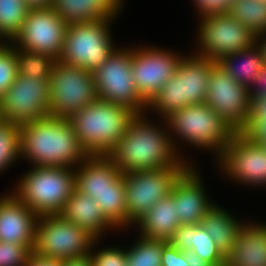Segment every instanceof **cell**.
Returning a JSON list of instances; mask_svg holds the SVG:
<instances>
[{"mask_svg":"<svg viewBox=\"0 0 266 266\" xmlns=\"http://www.w3.org/2000/svg\"><path fill=\"white\" fill-rule=\"evenodd\" d=\"M143 117V114H136L125 134L108 155L117 168L124 174L173 166H190V162L187 164L185 159L176 156L177 145L172 141L173 137L168 135L169 132L153 123L150 124Z\"/></svg>","mask_w":266,"mask_h":266,"instance_id":"cell-1","label":"cell"},{"mask_svg":"<svg viewBox=\"0 0 266 266\" xmlns=\"http://www.w3.org/2000/svg\"><path fill=\"white\" fill-rule=\"evenodd\" d=\"M20 156L33 166L76 168L89 156L68 119L46 116L19 126Z\"/></svg>","mask_w":266,"mask_h":266,"instance_id":"cell-2","label":"cell"},{"mask_svg":"<svg viewBox=\"0 0 266 266\" xmlns=\"http://www.w3.org/2000/svg\"><path fill=\"white\" fill-rule=\"evenodd\" d=\"M135 116L127 106L98 99L68 120L84 150L94 156L109 155Z\"/></svg>","mask_w":266,"mask_h":266,"instance_id":"cell-3","label":"cell"},{"mask_svg":"<svg viewBox=\"0 0 266 266\" xmlns=\"http://www.w3.org/2000/svg\"><path fill=\"white\" fill-rule=\"evenodd\" d=\"M22 177L12 194L39 217L59 215L75 189L71 167L34 166Z\"/></svg>","mask_w":266,"mask_h":266,"instance_id":"cell-4","label":"cell"},{"mask_svg":"<svg viewBox=\"0 0 266 266\" xmlns=\"http://www.w3.org/2000/svg\"><path fill=\"white\" fill-rule=\"evenodd\" d=\"M216 62L199 55L183 56L175 73L147 104L162 115L187 105L205 103L212 66Z\"/></svg>","mask_w":266,"mask_h":266,"instance_id":"cell-5","label":"cell"},{"mask_svg":"<svg viewBox=\"0 0 266 266\" xmlns=\"http://www.w3.org/2000/svg\"><path fill=\"white\" fill-rule=\"evenodd\" d=\"M163 121L172 129L169 135L176 134L193 146L217 151V157L236 133L206 103L187 105L171 112Z\"/></svg>","mask_w":266,"mask_h":266,"instance_id":"cell-6","label":"cell"},{"mask_svg":"<svg viewBox=\"0 0 266 266\" xmlns=\"http://www.w3.org/2000/svg\"><path fill=\"white\" fill-rule=\"evenodd\" d=\"M110 20L68 24L61 62L93 72L116 49L110 36Z\"/></svg>","mask_w":266,"mask_h":266,"instance_id":"cell-7","label":"cell"},{"mask_svg":"<svg viewBox=\"0 0 266 266\" xmlns=\"http://www.w3.org/2000/svg\"><path fill=\"white\" fill-rule=\"evenodd\" d=\"M50 115L68 119L98 100L92 72L55 60L49 79Z\"/></svg>","mask_w":266,"mask_h":266,"instance_id":"cell-8","label":"cell"},{"mask_svg":"<svg viewBox=\"0 0 266 266\" xmlns=\"http://www.w3.org/2000/svg\"><path fill=\"white\" fill-rule=\"evenodd\" d=\"M95 242L97 239L88 231L60 214L44 215L37 222L33 253L64 261L89 255Z\"/></svg>","mask_w":266,"mask_h":266,"instance_id":"cell-9","label":"cell"},{"mask_svg":"<svg viewBox=\"0 0 266 266\" xmlns=\"http://www.w3.org/2000/svg\"><path fill=\"white\" fill-rule=\"evenodd\" d=\"M99 100L127 106L136 114L147 109L132 77V48H116L108 59L92 72Z\"/></svg>","mask_w":266,"mask_h":266,"instance_id":"cell-10","label":"cell"},{"mask_svg":"<svg viewBox=\"0 0 266 266\" xmlns=\"http://www.w3.org/2000/svg\"><path fill=\"white\" fill-rule=\"evenodd\" d=\"M189 166H173L124 173L127 225L137 223L159 200L169 196Z\"/></svg>","mask_w":266,"mask_h":266,"instance_id":"cell-11","label":"cell"},{"mask_svg":"<svg viewBox=\"0 0 266 266\" xmlns=\"http://www.w3.org/2000/svg\"><path fill=\"white\" fill-rule=\"evenodd\" d=\"M200 20L198 40L201 47L196 54L200 57L217 62L225 55L249 49L255 44L256 35L227 12L204 15Z\"/></svg>","mask_w":266,"mask_h":266,"instance_id":"cell-12","label":"cell"},{"mask_svg":"<svg viewBox=\"0 0 266 266\" xmlns=\"http://www.w3.org/2000/svg\"><path fill=\"white\" fill-rule=\"evenodd\" d=\"M49 94V79L18 74L0 99L1 120L20 126L49 116Z\"/></svg>","mask_w":266,"mask_h":266,"instance_id":"cell-13","label":"cell"},{"mask_svg":"<svg viewBox=\"0 0 266 266\" xmlns=\"http://www.w3.org/2000/svg\"><path fill=\"white\" fill-rule=\"evenodd\" d=\"M250 101L249 89L215 63L211 68L205 103L236 133L242 132L249 121Z\"/></svg>","mask_w":266,"mask_h":266,"instance_id":"cell-14","label":"cell"},{"mask_svg":"<svg viewBox=\"0 0 266 266\" xmlns=\"http://www.w3.org/2000/svg\"><path fill=\"white\" fill-rule=\"evenodd\" d=\"M68 24L53 8L30 10L21 31L12 40L18 48L51 55L58 60Z\"/></svg>","mask_w":266,"mask_h":266,"instance_id":"cell-15","label":"cell"},{"mask_svg":"<svg viewBox=\"0 0 266 266\" xmlns=\"http://www.w3.org/2000/svg\"><path fill=\"white\" fill-rule=\"evenodd\" d=\"M220 158V159H219ZM223 172L237 182L255 186L266 184V147L235 133L218 157Z\"/></svg>","mask_w":266,"mask_h":266,"instance_id":"cell-16","label":"cell"},{"mask_svg":"<svg viewBox=\"0 0 266 266\" xmlns=\"http://www.w3.org/2000/svg\"><path fill=\"white\" fill-rule=\"evenodd\" d=\"M138 48H132V77L137 92L148 104L175 73L183 56L160 48Z\"/></svg>","mask_w":266,"mask_h":266,"instance_id":"cell-17","label":"cell"},{"mask_svg":"<svg viewBox=\"0 0 266 266\" xmlns=\"http://www.w3.org/2000/svg\"><path fill=\"white\" fill-rule=\"evenodd\" d=\"M39 216L13 194L0 197V241L28 246L36 241Z\"/></svg>","mask_w":266,"mask_h":266,"instance_id":"cell-18","label":"cell"},{"mask_svg":"<svg viewBox=\"0 0 266 266\" xmlns=\"http://www.w3.org/2000/svg\"><path fill=\"white\" fill-rule=\"evenodd\" d=\"M190 165L176 180L171 196L177 205L181 225L200 224L202 217L215 205L209 202L200 175Z\"/></svg>","mask_w":266,"mask_h":266,"instance_id":"cell-19","label":"cell"},{"mask_svg":"<svg viewBox=\"0 0 266 266\" xmlns=\"http://www.w3.org/2000/svg\"><path fill=\"white\" fill-rule=\"evenodd\" d=\"M225 266H266V225L243 224Z\"/></svg>","mask_w":266,"mask_h":266,"instance_id":"cell-20","label":"cell"},{"mask_svg":"<svg viewBox=\"0 0 266 266\" xmlns=\"http://www.w3.org/2000/svg\"><path fill=\"white\" fill-rule=\"evenodd\" d=\"M60 215L69 222L85 229L98 241L105 230L115 226L105 217L99 204L92 197L73 190Z\"/></svg>","mask_w":266,"mask_h":266,"instance_id":"cell-21","label":"cell"},{"mask_svg":"<svg viewBox=\"0 0 266 266\" xmlns=\"http://www.w3.org/2000/svg\"><path fill=\"white\" fill-rule=\"evenodd\" d=\"M124 0H53V11L67 24L114 18Z\"/></svg>","mask_w":266,"mask_h":266,"instance_id":"cell-22","label":"cell"},{"mask_svg":"<svg viewBox=\"0 0 266 266\" xmlns=\"http://www.w3.org/2000/svg\"><path fill=\"white\" fill-rule=\"evenodd\" d=\"M80 166L75 170L74 185L81 194L107 190L122 174L108 155L88 156Z\"/></svg>","mask_w":266,"mask_h":266,"instance_id":"cell-23","label":"cell"},{"mask_svg":"<svg viewBox=\"0 0 266 266\" xmlns=\"http://www.w3.org/2000/svg\"><path fill=\"white\" fill-rule=\"evenodd\" d=\"M136 224L142 237L168 241L181 225L173 197L159 200Z\"/></svg>","mask_w":266,"mask_h":266,"instance_id":"cell-24","label":"cell"},{"mask_svg":"<svg viewBox=\"0 0 266 266\" xmlns=\"http://www.w3.org/2000/svg\"><path fill=\"white\" fill-rule=\"evenodd\" d=\"M168 242L181 251L193 250L212 266H225V256L201 224L180 225Z\"/></svg>","mask_w":266,"mask_h":266,"instance_id":"cell-25","label":"cell"},{"mask_svg":"<svg viewBox=\"0 0 266 266\" xmlns=\"http://www.w3.org/2000/svg\"><path fill=\"white\" fill-rule=\"evenodd\" d=\"M200 224L225 257L236 244L240 228L243 225L217 205H214L202 217Z\"/></svg>","mask_w":266,"mask_h":266,"instance_id":"cell-26","label":"cell"},{"mask_svg":"<svg viewBox=\"0 0 266 266\" xmlns=\"http://www.w3.org/2000/svg\"><path fill=\"white\" fill-rule=\"evenodd\" d=\"M240 59H242L241 61L243 63L239 62L240 64L237 65L236 63L240 61ZM216 63L236 82L248 89L254 85L255 79L259 76V73L265 66L261 51L256 44H253L249 49L225 55Z\"/></svg>","mask_w":266,"mask_h":266,"instance_id":"cell-27","label":"cell"},{"mask_svg":"<svg viewBox=\"0 0 266 266\" xmlns=\"http://www.w3.org/2000/svg\"><path fill=\"white\" fill-rule=\"evenodd\" d=\"M99 204L105 217L115 228L127 227L126 188L122 173L112 187L102 192H87Z\"/></svg>","mask_w":266,"mask_h":266,"instance_id":"cell-28","label":"cell"},{"mask_svg":"<svg viewBox=\"0 0 266 266\" xmlns=\"http://www.w3.org/2000/svg\"><path fill=\"white\" fill-rule=\"evenodd\" d=\"M227 13L256 36L266 33L265 0H233Z\"/></svg>","mask_w":266,"mask_h":266,"instance_id":"cell-29","label":"cell"},{"mask_svg":"<svg viewBox=\"0 0 266 266\" xmlns=\"http://www.w3.org/2000/svg\"><path fill=\"white\" fill-rule=\"evenodd\" d=\"M29 11L25 0H0V37L12 42Z\"/></svg>","mask_w":266,"mask_h":266,"instance_id":"cell-30","label":"cell"},{"mask_svg":"<svg viewBox=\"0 0 266 266\" xmlns=\"http://www.w3.org/2000/svg\"><path fill=\"white\" fill-rule=\"evenodd\" d=\"M18 74L50 79L55 60L51 55L26 51L16 47Z\"/></svg>","mask_w":266,"mask_h":266,"instance_id":"cell-31","label":"cell"},{"mask_svg":"<svg viewBox=\"0 0 266 266\" xmlns=\"http://www.w3.org/2000/svg\"><path fill=\"white\" fill-rule=\"evenodd\" d=\"M139 239L131 249H126L127 266H162L163 246L168 241L142 236Z\"/></svg>","mask_w":266,"mask_h":266,"instance_id":"cell-32","label":"cell"},{"mask_svg":"<svg viewBox=\"0 0 266 266\" xmlns=\"http://www.w3.org/2000/svg\"><path fill=\"white\" fill-rule=\"evenodd\" d=\"M20 157L19 125L0 121V172ZM12 163V164H11Z\"/></svg>","mask_w":266,"mask_h":266,"instance_id":"cell-33","label":"cell"},{"mask_svg":"<svg viewBox=\"0 0 266 266\" xmlns=\"http://www.w3.org/2000/svg\"><path fill=\"white\" fill-rule=\"evenodd\" d=\"M250 98L249 121L241 133L263 144L266 141V95Z\"/></svg>","mask_w":266,"mask_h":266,"instance_id":"cell-34","label":"cell"},{"mask_svg":"<svg viewBox=\"0 0 266 266\" xmlns=\"http://www.w3.org/2000/svg\"><path fill=\"white\" fill-rule=\"evenodd\" d=\"M5 41H0V99L18 75L16 46L11 45V41L6 45Z\"/></svg>","mask_w":266,"mask_h":266,"instance_id":"cell-35","label":"cell"},{"mask_svg":"<svg viewBox=\"0 0 266 266\" xmlns=\"http://www.w3.org/2000/svg\"><path fill=\"white\" fill-rule=\"evenodd\" d=\"M32 252L26 245L0 241V266H25Z\"/></svg>","mask_w":266,"mask_h":266,"instance_id":"cell-36","label":"cell"},{"mask_svg":"<svg viewBox=\"0 0 266 266\" xmlns=\"http://www.w3.org/2000/svg\"><path fill=\"white\" fill-rule=\"evenodd\" d=\"M97 252L89 253L93 266H127L126 249L107 247Z\"/></svg>","mask_w":266,"mask_h":266,"instance_id":"cell-37","label":"cell"},{"mask_svg":"<svg viewBox=\"0 0 266 266\" xmlns=\"http://www.w3.org/2000/svg\"><path fill=\"white\" fill-rule=\"evenodd\" d=\"M199 15L227 12L233 0H193Z\"/></svg>","mask_w":266,"mask_h":266,"instance_id":"cell-38","label":"cell"},{"mask_svg":"<svg viewBox=\"0 0 266 266\" xmlns=\"http://www.w3.org/2000/svg\"><path fill=\"white\" fill-rule=\"evenodd\" d=\"M162 266H187L185 251H181L167 242L163 246Z\"/></svg>","mask_w":266,"mask_h":266,"instance_id":"cell-39","label":"cell"},{"mask_svg":"<svg viewBox=\"0 0 266 266\" xmlns=\"http://www.w3.org/2000/svg\"><path fill=\"white\" fill-rule=\"evenodd\" d=\"M254 84L255 85H252L254 89L253 88L249 89L250 97L265 96L266 95V65L262 68L261 72L259 73V76L255 79Z\"/></svg>","mask_w":266,"mask_h":266,"instance_id":"cell-40","label":"cell"},{"mask_svg":"<svg viewBox=\"0 0 266 266\" xmlns=\"http://www.w3.org/2000/svg\"><path fill=\"white\" fill-rule=\"evenodd\" d=\"M62 260L38 256L32 252L25 266H63Z\"/></svg>","mask_w":266,"mask_h":266,"instance_id":"cell-41","label":"cell"},{"mask_svg":"<svg viewBox=\"0 0 266 266\" xmlns=\"http://www.w3.org/2000/svg\"><path fill=\"white\" fill-rule=\"evenodd\" d=\"M187 266H212L205 259L200 258L193 250L185 251Z\"/></svg>","mask_w":266,"mask_h":266,"instance_id":"cell-42","label":"cell"},{"mask_svg":"<svg viewBox=\"0 0 266 266\" xmlns=\"http://www.w3.org/2000/svg\"><path fill=\"white\" fill-rule=\"evenodd\" d=\"M63 266H93V262L89 255L67 259L63 261Z\"/></svg>","mask_w":266,"mask_h":266,"instance_id":"cell-43","label":"cell"},{"mask_svg":"<svg viewBox=\"0 0 266 266\" xmlns=\"http://www.w3.org/2000/svg\"><path fill=\"white\" fill-rule=\"evenodd\" d=\"M30 10L46 9L53 6V0H25Z\"/></svg>","mask_w":266,"mask_h":266,"instance_id":"cell-44","label":"cell"},{"mask_svg":"<svg viewBox=\"0 0 266 266\" xmlns=\"http://www.w3.org/2000/svg\"><path fill=\"white\" fill-rule=\"evenodd\" d=\"M265 36H266V33H261V34L255 36V44L257 45V47L261 51V54H262L263 59H264V63L266 65V39H265L266 37Z\"/></svg>","mask_w":266,"mask_h":266,"instance_id":"cell-45","label":"cell"}]
</instances>
